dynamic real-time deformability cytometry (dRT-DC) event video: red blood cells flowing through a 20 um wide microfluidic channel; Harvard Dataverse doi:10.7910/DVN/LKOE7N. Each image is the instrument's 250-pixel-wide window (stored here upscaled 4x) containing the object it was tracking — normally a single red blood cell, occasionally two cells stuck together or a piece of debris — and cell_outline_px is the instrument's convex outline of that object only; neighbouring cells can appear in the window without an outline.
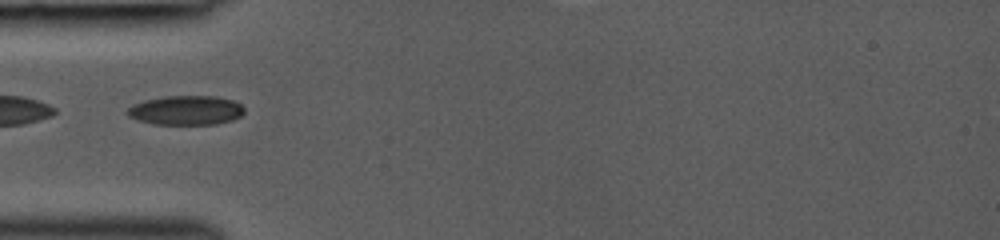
{"species": "common noctule bat (a hibernating species)", "species_latin": "Nyctalus noctula", "temperature_condition": "room temperature", "stored_images_in_passage": 29, "camera_frame_rate_fps": 3000, "um_per_image_px": 0.085, "animal": {"sex": "female", "body_mass_g": 19.0, "forearm_length_mm": 53.3}, "frame": {"image": 1, "passage_image": 1, "time_ms": 0.0, "image_size_px": [1000, 240], "cell_outline_px": [[244, 112], [240, 116], [232, 120], [216, 124], [152, 124], [128, 116], [124, 112], [132, 104], [144, 100], [164, 96], [216, 96], [232, 100], [240, 104], [244, 108]], "centroid_in_image_um": [15.78, 9.37], "position_along_channel_um": 69.2, "area_um2": 20.06}}
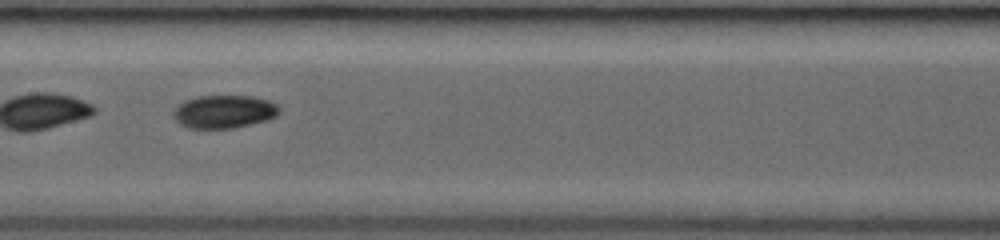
{"frame": {"image": 2, "passage_image": 9, "time_ms": 2.667, "image_size_px": [1000, 240], "cell_outline_px": [[280, 112], [276, 116], [268, 120], [232, 128], [188, 128], [180, 124], [176, 120], [172, 112], [184, 100], [196, 96], [252, 96], [268, 100], [276, 104], [280, 108]], "centroid_in_image_um": [19.05, 9.48], "position_along_channel_um": 188.3, "area_um2": 20.4}}